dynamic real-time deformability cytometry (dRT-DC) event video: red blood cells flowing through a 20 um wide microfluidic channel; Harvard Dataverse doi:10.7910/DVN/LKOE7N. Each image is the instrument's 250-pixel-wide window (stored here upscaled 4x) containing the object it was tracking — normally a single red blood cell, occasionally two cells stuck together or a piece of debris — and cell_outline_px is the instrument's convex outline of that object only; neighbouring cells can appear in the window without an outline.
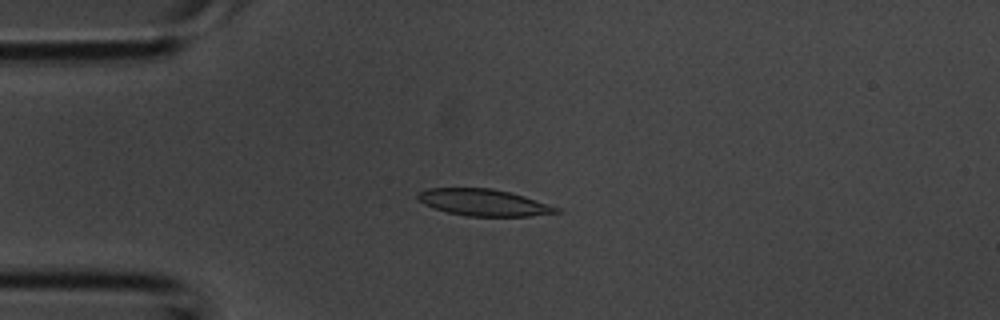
{"species": "common noctule bat (a hibernating species)", "species_latin": "Nyctalus noctula", "temperature_condition": "room temperature", "stored_images_in_passage": 38, "camera_frame_rate_fps": 3000, "um_per_image_px": 0.085, "animal": {"sex": "male", "body_mass_g": 20.1, "forearm_length_mm": 53.5}, "frame": {"image": 1, "passage_image": 9, "time_ms": 2.667, "image_size_px": [1000, 320], "cell_outline_px": [[564, 212], [528, 216], [468, 216], [448, 212], [424, 204], [416, 196], [416, 192], [428, 188], [492, 188], [512, 192], [560, 208]], "centroid_in_image_um": [41.13, 17.2], "position_along_channel_um": 43.9, "area_um2": 21.56}}
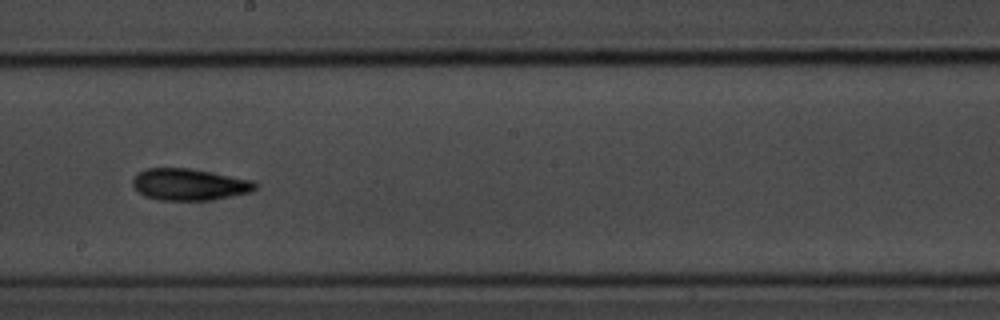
{"frame": {"image": 2, "passage_image": 21, "time_ms": 6.667, "image_size_px": [1000, 320], "cell_outline_px": [[260, 184], [252, 192], [232, 196], [208, 200], [160, 200], [144, 196], [132, 184], [132, 180], [140, 172], [148, 168], [192, 168], [252, 180]], "centroid_in_image_um": [16.14, 15.68], "position_along_channel_um": 232.1, "area_um2": 22.6}}
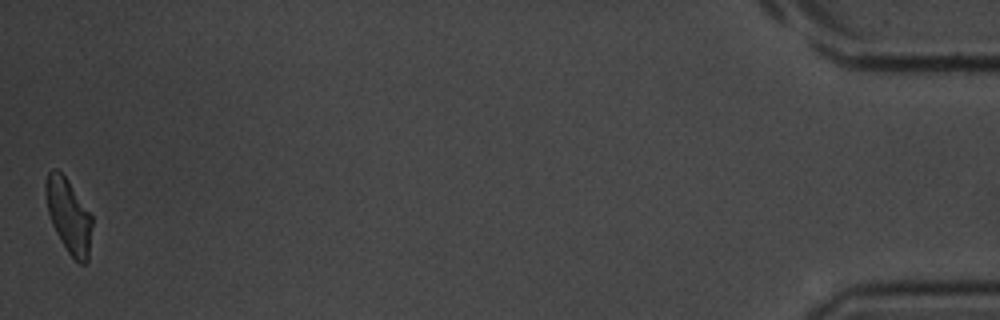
{"frame": {"image": 3, "passage_image": 38, "time_ms": 12.333, "image_size_px": [1000, 320], "cell_outline_px": [[92, 224], [88, 260], [84, 264], [80, 264], [68, 252], [56, 232], [52, 224], [48, 212], [44, 192], [44, 184], [48, 172], [52, 168], [56, 168], [68, 180], [92, 216]], "centroid_in_image_um": [5.82, 18.31], "position_along_channel_um": 429.4, "area_um2": 19.94}}